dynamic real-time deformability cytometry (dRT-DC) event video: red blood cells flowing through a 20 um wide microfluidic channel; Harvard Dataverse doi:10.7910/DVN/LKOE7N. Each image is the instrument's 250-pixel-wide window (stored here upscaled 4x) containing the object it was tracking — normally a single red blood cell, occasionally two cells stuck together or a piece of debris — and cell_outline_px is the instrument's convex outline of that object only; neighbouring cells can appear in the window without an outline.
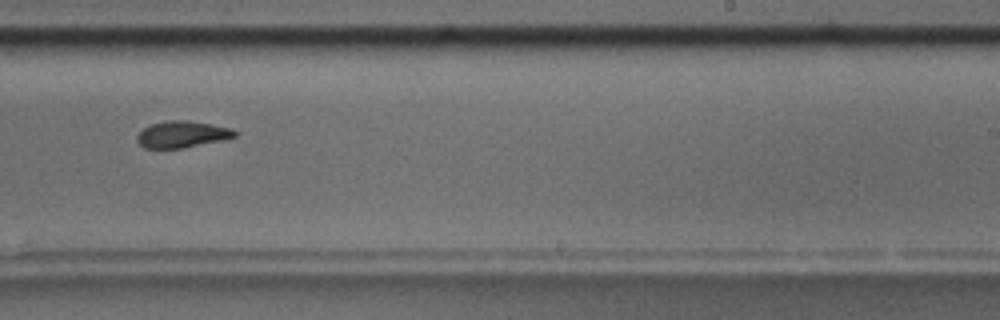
{"species": "common noctule bat (a hibernating species)", "species_latin": "Nyctalus noctula", "temperature_condition": "room temperature", "stored_images_in_passage": 42, "camera_frame_rate_fps": 3000, "um_per_image_px": 0.085, "animal": {"sex": "male", "body_mass_g": 17.5, "forearm_length_mm": 52.3}, "frame": {"image": 1, "passage_image": 25, "time_ms": 8.0, "image_size_px": [1000, 320], "cell_outline_px": [[236, 136], [224, 140], [184, 148], [144, 148], [136, 140], [136, 136], [144, 128], [152, 124], [164, 120], [188, 120], [232, 128], [236, 132]], "centroid_in_image_um": [15.48, 11.42], "position_along_channel_um": 273.5, "area_um2": 15.2}}